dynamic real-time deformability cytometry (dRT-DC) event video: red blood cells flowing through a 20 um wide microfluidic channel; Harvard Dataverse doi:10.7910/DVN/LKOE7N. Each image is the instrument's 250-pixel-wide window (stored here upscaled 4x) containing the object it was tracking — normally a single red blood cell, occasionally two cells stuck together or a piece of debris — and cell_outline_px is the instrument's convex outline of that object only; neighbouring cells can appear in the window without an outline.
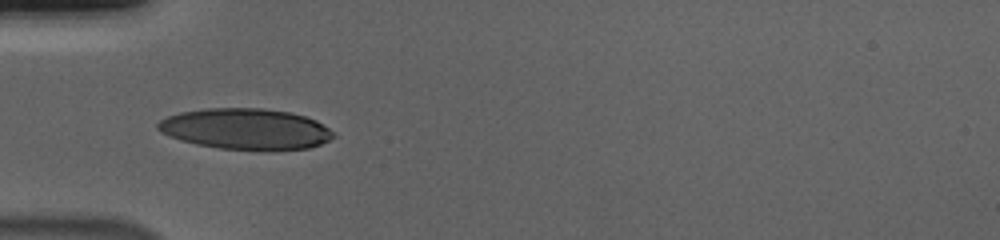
{"species": "human", "species_latin": "Homo sapiens", "temperature_condition": "cold", "stored_images_in_passage": 38, "camera_frame_rate_fps": 3000, "um_per_image_px": 0.085, "donor": {"sex": "male"}, "frame": {"image": 1, "passage_image": 1, "time_ms": 0.0, "image_size_px": [1000, 240], "cell_outline_px": [[336, 136], [320, 144], [308, 148], [220, 148], [196, 144], [180, 140], [160, 132], [156, 128], [156, 124], [160, 120], [168, 116], [180, 112], [208, 108], [264, 108], [292, 112], [316, 120], [328, 128]], "centroid_in_image_um": [20.84, 10.92], "position_along_channel_um": 64.2, "area_um2": 41.15}}
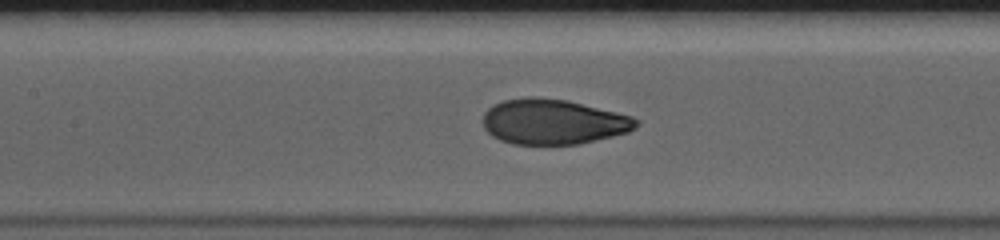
{"frame": {"image": 2, "passage_image": 9, "time_ms": 2.667, "image_size_px": [1000, 240], "cell_outline_px": [[640, 124], [636, 128], [628, 132], [580, 144], [512, 144], [500, 140], [492, 136], [484, 128], [484, 112], [488, 108], [504, 100], [528, 96], [532, 96], [568, 100], [632, 116], [640, 120]], "centroid_in_image_um": [47.04, 10.35], "position_along_channel_um": 160.4, "area_um2": 40.46}}
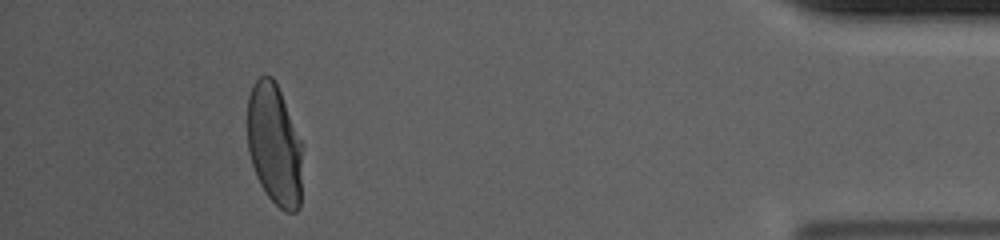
{"frame": {"image": 3, "passage_image": 34, "time_ms": 11.0, "image_size_px": [1000, 240], "cell_outline_px": [[300, 208], [296, 212], [284, 212], [264, 192], [256, 176], [248, 152], [248, 96], [252, 84], [260, 76], [272, 76], [280, 92], [300, 140]], "centroid_in_image_um": [23.28, 12.31], "position_along_channel_um": 411.9, "area_um2": 38.32}, "authors_computed_cell_mechanics": {"area_um2": 40.4889, "velocity_mm_per_s": 3.6914, "shape_relaxation_time_tau1_ms": 4.0585, "shape_relaxation_time_tau2_ms": null, "deformation_change_tau1": 0.1805, "deformation_change_tau2": null}}